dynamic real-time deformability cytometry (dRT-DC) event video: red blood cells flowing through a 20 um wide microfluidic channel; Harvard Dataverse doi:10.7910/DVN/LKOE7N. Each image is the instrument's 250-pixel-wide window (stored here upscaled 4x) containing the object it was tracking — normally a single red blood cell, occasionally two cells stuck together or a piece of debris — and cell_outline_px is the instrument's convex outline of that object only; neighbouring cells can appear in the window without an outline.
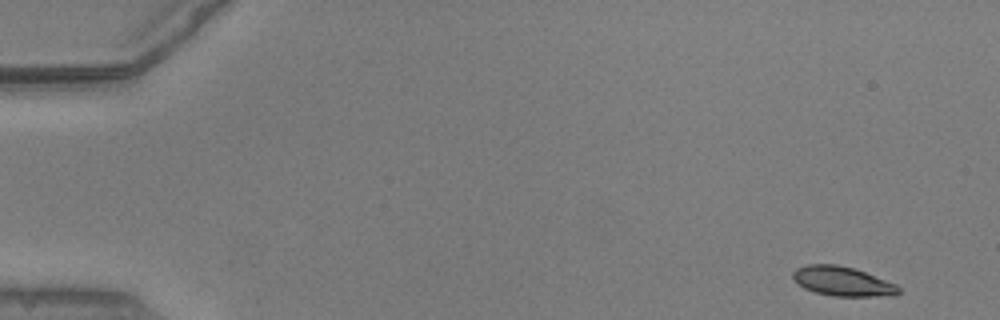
{"species": "common noctule bat (a hibernating species)", "species_latin": "Nyctalus noctula", "temperature_condition": "warm", "stored_images_in_passage": 51, "camera_frame_rate_fps": 3000, "um_per_image_px": 0.085, "animal": {"sex": "male", "body_mass_g": 20.5, "forearm_length_mm": 52.5}, "frame": {"image": 1, "passage_image": 1, "time_ms": 0.0, "image_size_px": [1000, 320], "cell_outline_px": [[900, 292], [892, 296], [832, 296], [816, 292], [804, 288], [792, 280], [792, 272], [796, 268], [808, 264], [836, 264], [852, 268], [864, 272], [896, 284], [900, 288]], "centroid_in_image_um": [71.58, 23.91], "position_along_channel_um": 13.4, "area_um2": 18.09}}
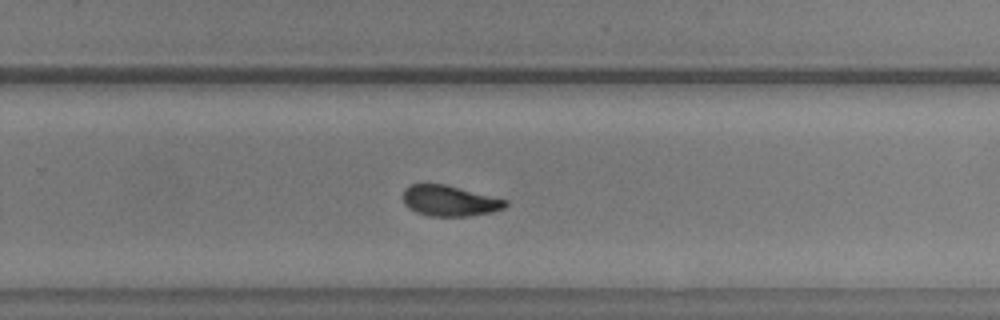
{"frame": {"image": 2, "passage_image": 33, "time_ms": 10.667, "image_size_px": [1000, 320], "cell_outline_px": [[508, 204], [504, 208], [488, 212], [468, 216], [428, 216], [416, 212], [408, 208], [404, 204], [404, 188], [412, 184], [444, 184], [508, 200]], "centroid_in_image_um": [38.19, 17.07], "position_along_channel_um": 291.6, "area_um2": 18.15}}
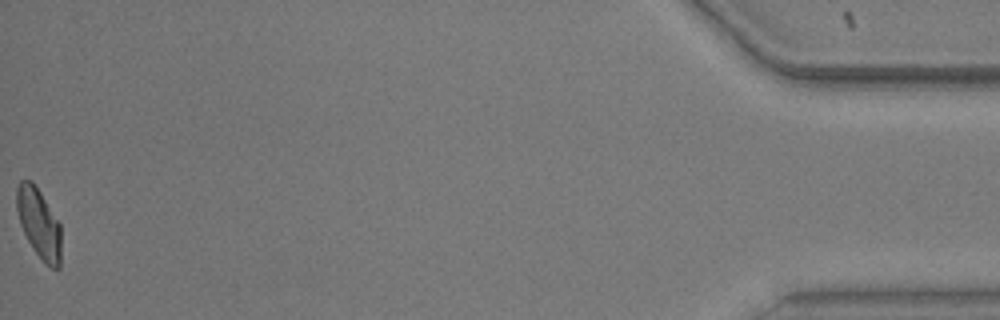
{"frame": {"image": 3, "passage_image": 51, "time_ms": 16.667, "image_size_px": [1000, 320], "cell_outline_px": [[60, 268], [52, 268], [44, 264], [28, 240], [20, 224], [16, 208], [16, 188], [20, 180], [32, 180], [40, 192], [60, 224]], "centroid_in_image_um": [3.29, 18.97], "position_along_channel_um": 431.9, "area_um2": 17.92}, "authors_computed_cell_mechanics": {"area_um2": 18.7272, "velocity_mm_per_s": 3.8775, "shape_relaxation_time_tau1_ms": 2.7735, "shape_relaxation_time_tau2_ms": 2.5599, "deformation_change_tau1": 0.1432, "deformation_change_tau2": 0.0689}}